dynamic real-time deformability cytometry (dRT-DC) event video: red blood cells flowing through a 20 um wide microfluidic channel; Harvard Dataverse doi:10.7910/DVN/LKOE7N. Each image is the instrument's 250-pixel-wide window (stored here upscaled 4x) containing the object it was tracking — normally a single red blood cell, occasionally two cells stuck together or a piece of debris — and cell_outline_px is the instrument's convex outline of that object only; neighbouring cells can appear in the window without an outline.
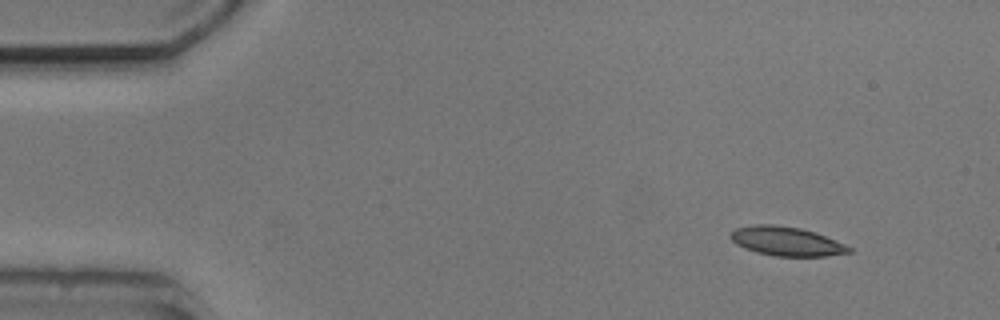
{"species": "common noctule bat (a hibernating species)", "species_latin": "Nyctalus noctula", "temperature_condition": "cold", "stored_images_in_passage": 4, "camera_frame_rate_fps": 3000, "um_per_image_px": 0.085, "animal": {"sex": "male", "body_mass_g": 20.5, "forearm_length_mm": 52.5}, "frame": {"image": 1, "passage_image": 1, "time_ms": 0.0, "image_size_px": [1000, 320], "cell_outline_px": [[852, 252], [828, 256], [776, 256], [756, 252], [744, 248], [736, 244], [728, 236], [736, 228], [756, 224], [772, 224], [800, 228], [816, 232], [836, 240], [852, 248]], "centroid_in_image_um": [66.86, 20.51], "position_along_channel_um": 18.1, "area_um2": 20.11}}
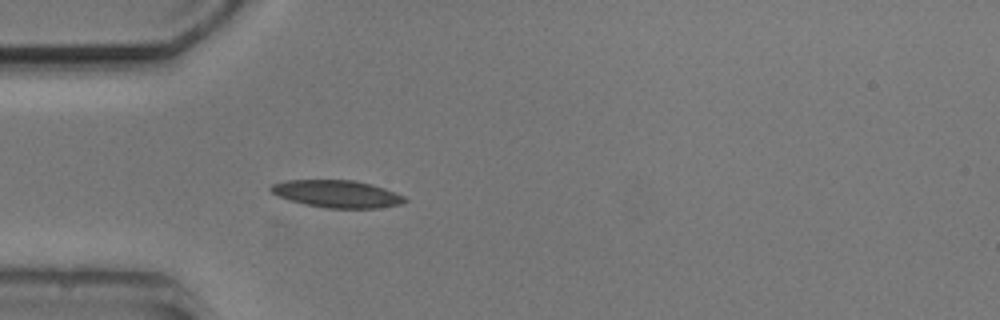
{"frame": {"image": 2, "passage_image": 4, "time_ms": 3.333, "image_size_px": [1000, 320], "cell_outline_px": [[408, 200], [400, 204], [376, 208], [328, 208], [304, 204], [288, 200], [276, 196], [268, 188], [272, 184], [288, 180], [352, 180], [372, 184], [396, 192], [404, 196]], "centroid_in_image_um": [28.62, 16.48], "position_along_channel_um": 56.4, "area_um2": 21.39}}